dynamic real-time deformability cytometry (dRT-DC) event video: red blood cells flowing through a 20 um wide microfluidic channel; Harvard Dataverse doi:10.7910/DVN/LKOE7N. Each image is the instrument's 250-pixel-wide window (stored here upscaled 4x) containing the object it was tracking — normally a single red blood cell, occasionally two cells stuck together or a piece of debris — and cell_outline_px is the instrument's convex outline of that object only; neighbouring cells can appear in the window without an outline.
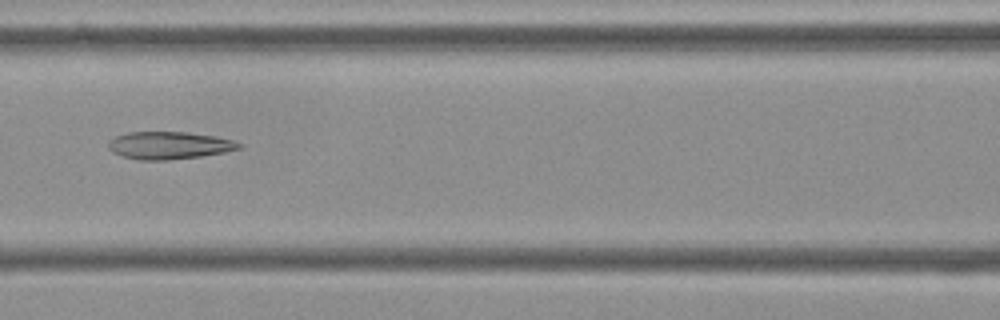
{"species": "Egyptian fruit bat (a non-hibernating species)", "species_latin": "Rousettus aegyptiacus", "temperature_condition": "cold", "stored_images_in_passage": 7, "camera_frame_rate_fps": 3000, "um_per_image_px": 0.085, "frame": {"image": 1, "passage_image": 7, "time_ms": 2.0, "image_size_px": [1000, 320], "cell_outline_px": [[244, 144], [240, 148], [224, 152], [200, 156], [168, 160], [140, 160], [124, 156], [112, 152], [108, 148], [108, 140], [116, 136], [128, 132], [188, 132], [216, 136], [232, 140]], "centroid_in_image_um": [14.37, 12.35], "position_along_channel_um": 152.2, "area_um2": 20.92}}